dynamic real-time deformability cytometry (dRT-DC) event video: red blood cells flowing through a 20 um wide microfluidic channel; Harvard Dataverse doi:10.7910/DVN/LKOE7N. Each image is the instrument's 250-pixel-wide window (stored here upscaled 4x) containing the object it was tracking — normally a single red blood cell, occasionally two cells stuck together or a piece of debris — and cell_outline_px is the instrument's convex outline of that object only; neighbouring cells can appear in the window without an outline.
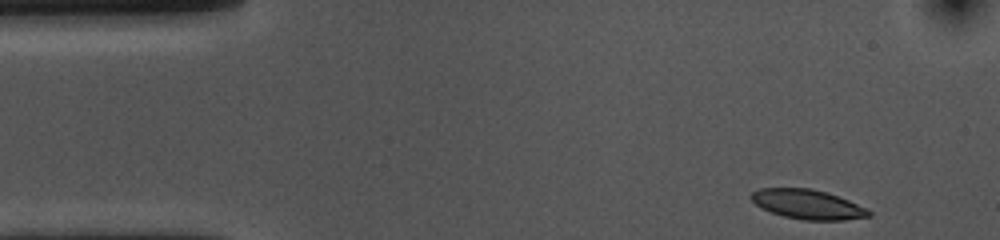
{"species": "common noctule bat (a hibernating species)", "species_latin": "Nyctalus noctula", "temperature_condition": "cold", "stored_images_in_passage": 42, "camera_frame_rate_fps": 3000, "um_per_image_px": 0.085, "animal": {"sex": "female", "body_mass_g": 10.0, "forearm_length_mm": 53.1}, "frame": {"image": 1, "passage_image": 1, "time_ms": 0.0, "image_size_px": [1000, 240], "cell_outline_px": [[872, 216], [844, 220], [804, 220], [784, 216], [772, 212], [756, 204], [748, 196], [752, 192], [760, 188], [812, 188], [848, 200], [868, 208], [872, 212]], "centroid_in_image_um": [68.68, 17.37], "position_along_channel_um": 16.3, "area_um2": 20.11}}
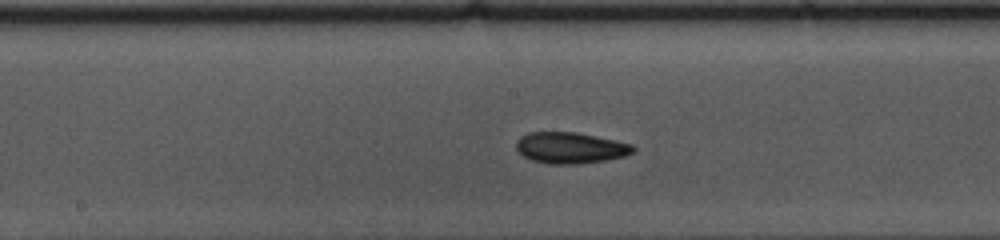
{"frame": {"image": 2, "passage_image": 23, "time_ms": 7.333, "image_size_px": [1000, 240], "cell_outline_px": [[636, 148], [632, 152], [624, 156], [604, 160], [576, 164], [548, 164], [532, 160], [524, 156], [516, 148], [516, 140], [520, 136], [528, 132], [576, 132], [616, 140], [632, 144]], "centroid_in_image_um": [48.46, 12.56], "position_along_channel_um": 199.7, "area_um2": 21.21}}
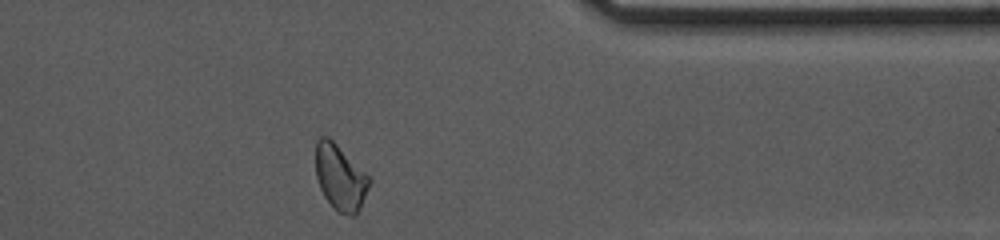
{"frame": {"image": 3, "passage_image": 40, "time_ms": 13.0, "image_size_px": [1000, 240], "cell_outline_px": [[372, 180], [360, 208], [356, 216], [352, 216], [336, 212], [324, 196], [320, 188], [316, 176], [316, 140], [320, 136], [328, 136]], "centroid_in_image_um": [28.9, 15.12], "position_along_channel_um": 382.5, "area_um2": 20.35}, "authors_computed_cell_mechanics": {"area_um2": 20.4612, "velocity_mm_per_s": 3.5468, "shape_relaxation_time_tau1_ms": 9.9605, "shape_relaxation_time_tau2_ms": 5.0355, "deformation_change_tau1": 0.1712, "deformation_change_tau2": 0.0997}}